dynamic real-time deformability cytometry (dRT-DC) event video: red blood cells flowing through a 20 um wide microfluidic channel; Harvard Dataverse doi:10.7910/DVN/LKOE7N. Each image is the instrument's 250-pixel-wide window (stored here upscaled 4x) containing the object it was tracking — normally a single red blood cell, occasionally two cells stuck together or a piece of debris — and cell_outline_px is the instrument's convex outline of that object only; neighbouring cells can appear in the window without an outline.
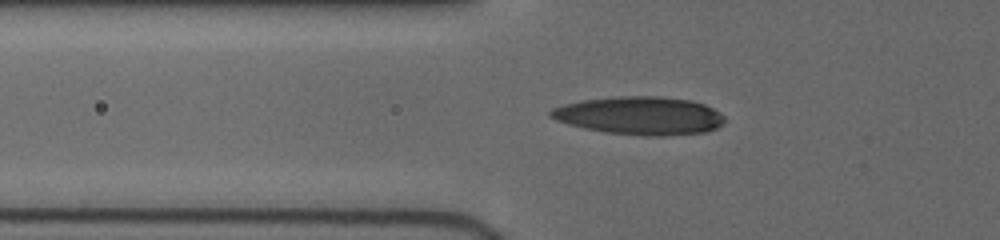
{"species": "human", "species_latin": "Homo sapiens", "temperature_condition": "cold", "stored_images_in_passage": 49, "camera_frame_rate_fps": 3000, "um_per_image_px": 0.085, "donor": {"sex": "female"}, "frame": {"image": 1, "passage_image": 3, "time_ms": 0.333, "image_size_px": [1000, 240], "cell_outline_px": [[724, 120], [716, 128], [704, 132], [660, 136], [652, 136], [608, 132], [584, 128], [568, 124], [556, 120], [548, 116], [548, 112], [552, 108], [564, 104], [584, 100], [620, 96], [656, 96], [692, 100], [704, 104], [720, 112], [724, 116]], "centroid_in_image_um": [54.37, 9.82], "position_along_channel_um": 71.4, "area_um2": 38.32}}
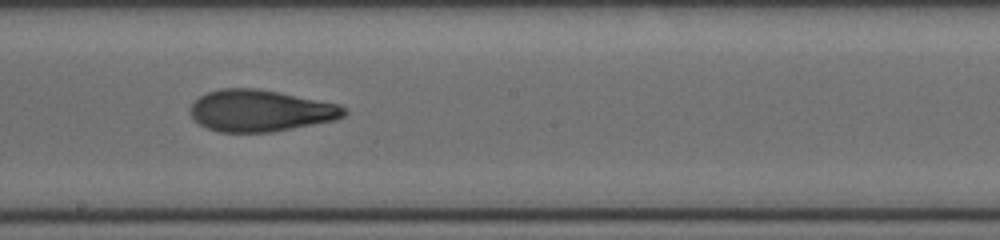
{"frame": {"image": 2, "passage_image": 29, "time_ms": 4.333, "image_size_px": [1000, 240], "cell_outline_px": [[348, 112], [344, 116], [336, 120], [272, 132], [220, 132], [208, 128], [200, 124], [192, 116], [192, 104], [200, 96], [208, 92], [220, 88], [256, 88], [280, 92], [340, 104]], "centroid_in_image_um": [22.18, 9.4], "position_along_channel_um": 226.0, "area_um2": 37.22}}
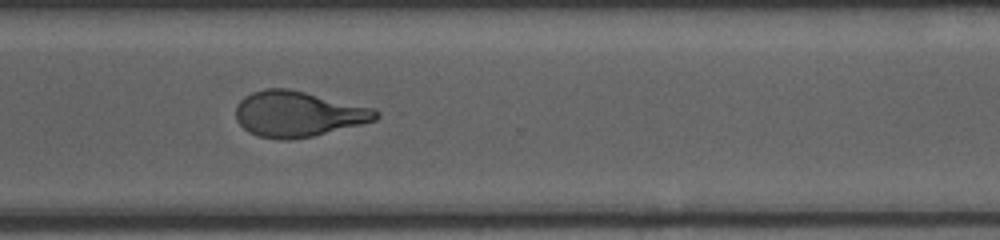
{"frame": {"image": 3, "passage_image": 48, "time_ms": 7.333, "image_size_px": [1000, 240], "cell_outline_px": [[380, 116], [376, 120], [312, 136], [288, 140], [280, 140], [256, 136], [248, 132], [236, 120], [236, 104], [244, 96], [252, 92], [268, 88], [288, 88], [376, 108], [380, 112]], "centroid_in_image_um": [25.32, 9.68], "position_along_channel_um": 345.3, "area_um2": 37.4}}